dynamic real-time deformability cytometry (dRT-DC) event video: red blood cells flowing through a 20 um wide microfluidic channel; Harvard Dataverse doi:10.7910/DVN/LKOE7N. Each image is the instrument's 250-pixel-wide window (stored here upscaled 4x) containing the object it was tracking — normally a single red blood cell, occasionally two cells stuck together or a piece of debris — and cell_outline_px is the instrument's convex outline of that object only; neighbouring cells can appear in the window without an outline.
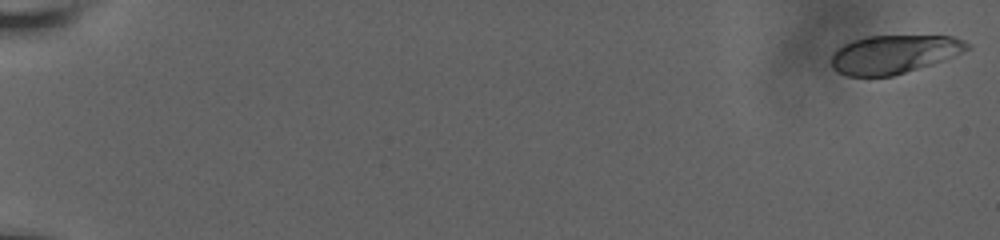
{"species": "human", "species_latin": "Homo sapiens", "temperature_condition": "room temperature", "stored_images_in_passage": 58, "camera_frame_rate_fps": 3000, "um_per_image_px": 0.085, "donor": {"sex": "male"}, "frame": {"image": 1, "passage_image": 1, "time_ms": 0.0, "image_size_px": [1000, 240], "cell_outline_px": [[972, 48], [944, 60], [932, 64], [892, 76], [848, 76], [832, 68], [832, 52], [844, 44], [852, 40], [864, 36], [952, 36], [964, 40]], "centroid_in_image_um": [75.99, 4.6], "position_along_channel_um": 9.0, "area_um2": 30.4}}
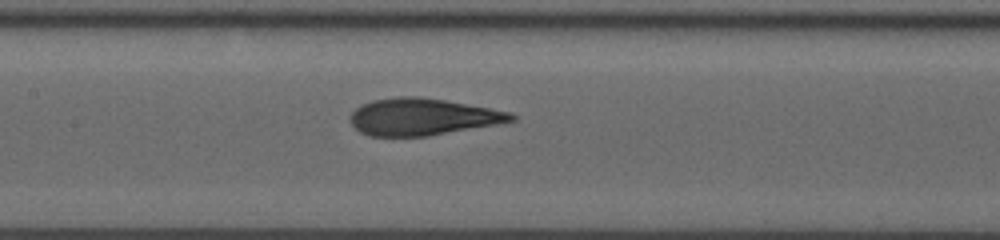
{"frame": {"image": 2, "passage_image": 31, "time_ms": 10.0, "image_size_px": [1000, 240], "cell_outline_px": [[516, 120], [496, 124], [428, 136], [368, 136], [360, 132], [352, 124], [348, 116], [360, 104], [372, 100], [396, 96], [416, 96], [444, 100], [488, 108], [508, 112], [516, 116]], "centroid_in_image_um": [35.84, 9.93], "position_along_channel_um": 171.6, "area_um2": 34.45}}
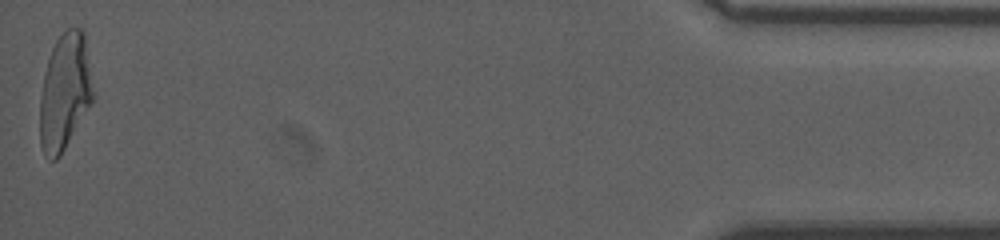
{"frame": {"image": 3, "passage_image": 58, "time_ms": 19.0, "image_size_px": [1000, 240], "cell_outline_px": [[92, 100], [60, 156], [56, 160], [48, 160], [44, 156], [40, 144], [40, 96], [44, 72], [52, 48], [56, 40], [68, 28], [80, 28], [84, 32], [92, 92]], "centroid_in_image_um": [5.46, 7.84], "position_along_channel_um": 429.7, "area_um2": 35.32}, "authors_computed_cell_mechanics": {"area_um2": 34.4199, "velocity_mm_per_s": 3.7909, "shape_relaxation_time_tau1_ms": 7.8669, "shape_relaxation_time_tau2_ms": 1.0149, "deformation_change_tau1": 0.2808, "deformation_change_tau2": 0.0802}}